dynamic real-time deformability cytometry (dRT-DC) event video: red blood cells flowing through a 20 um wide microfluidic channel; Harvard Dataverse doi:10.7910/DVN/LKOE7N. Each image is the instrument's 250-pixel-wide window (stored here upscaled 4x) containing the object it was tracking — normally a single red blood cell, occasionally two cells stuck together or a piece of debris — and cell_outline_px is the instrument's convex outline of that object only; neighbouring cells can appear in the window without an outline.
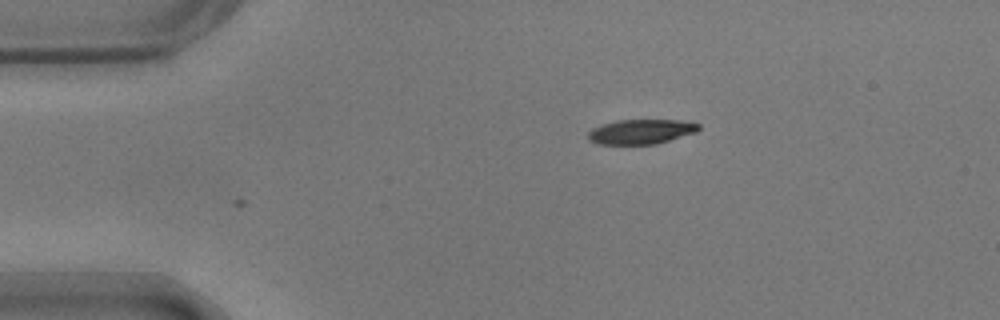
{"species": "common noctule bat (a hibernating species)", "species_latin": "Nyctalus noctula", "temperature_condition": "warm", "stored_images_in_passage": 2, "camera_frame_rate_fps": 3000, "um_per_image_px": 0.085, "animal": {"sex": "male", "body_mass_g": 17.9}, "frame": {"image": 1, "passage_image": 1, "time_ms": 0.0, "image_size_px": [1000, 320], "cell_outline_px": [[700, 128], [696, 132], [656, 144], [596, 144], [588, 140], [588, 132], [592, 128], [616, 120], [680, 120], [700, 124]], "centroid_in_image_um": [54.47, 11.19], "position_along_channel_um": 30.5, "area_um2": 15.9}}